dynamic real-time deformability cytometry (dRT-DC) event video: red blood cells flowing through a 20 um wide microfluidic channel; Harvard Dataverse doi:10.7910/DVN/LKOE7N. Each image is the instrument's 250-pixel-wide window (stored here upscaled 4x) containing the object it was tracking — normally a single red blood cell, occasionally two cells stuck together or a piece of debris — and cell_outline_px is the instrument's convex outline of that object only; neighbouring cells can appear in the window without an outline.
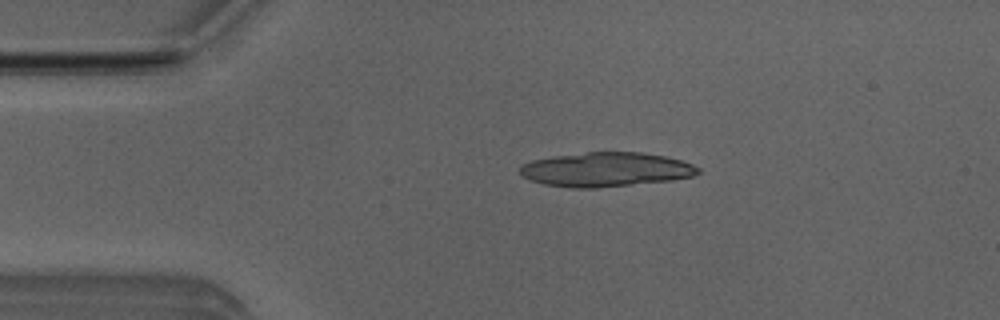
{"species": "Egyptian fruit bat (a non-hibernating species)", "species_latin": "Rousettus aegyptiacus", "temperature_condition": "room temperature", "stored_images_in_passage": 17, "camera_frame_rate_fps": 3000, "um_per_image_px": 0.085, "animal": {"sex": "male"}, "frame": {"image": 1, "passage_image": 10, "time_ms": 3.0, "image_size_px": [1000, 320], "cell_outline_px": [[700, 172], [692, 176], [672, 180], [596, 188], [572, 188], [544, 184], [532, 180], [524, 176], [520, 172], [520, 168], [524, 164], [532, 160], [556, 156], [588, 152], [640, 152], [664, 156], [680, 160], [692, 164], [700, 168]], "centroid_in_image_um": [51.53, 14.41], "position_along_channel_um": 33.5, "area_um2": 35.26}}